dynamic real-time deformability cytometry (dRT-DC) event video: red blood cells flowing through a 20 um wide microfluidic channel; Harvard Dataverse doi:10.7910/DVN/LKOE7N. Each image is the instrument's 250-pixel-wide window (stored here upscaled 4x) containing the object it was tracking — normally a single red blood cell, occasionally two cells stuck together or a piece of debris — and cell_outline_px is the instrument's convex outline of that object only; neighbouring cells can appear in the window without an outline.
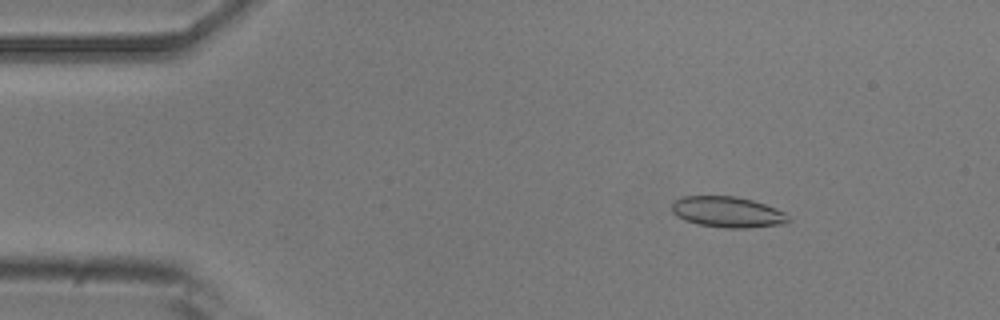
{"species": "common noctule bat (a hibernating species)", "species_latin": "Nyctalus noctula", "temperature_condition": "room temperature", "stored_images_in_passage": 52, "camera_frame_rate_fps": 3000, "um_per_image_px": 0.085, "animal": {"sex": "male", "body_mass_g": 20.5, "forearm_length_mm": 52.5}, "frame": {"image": 1, "passage_image": 7, "time_ms": 2.0, "image_size_px": [1000, 320], "cell_outline_px": [[792, 220], [784, 224], [748, 228], [724, 228], [696, 224], [684, 220], [676, 216], [672, 212], [672, 204], [676, 200], [684, 196], [736, 196], [752, 200], [776, 208], [784, 212]], "centroid_in_image_um": [61.85, 18.03], "position_along_channel_um": 23.2, "area_um2": 21.1}}
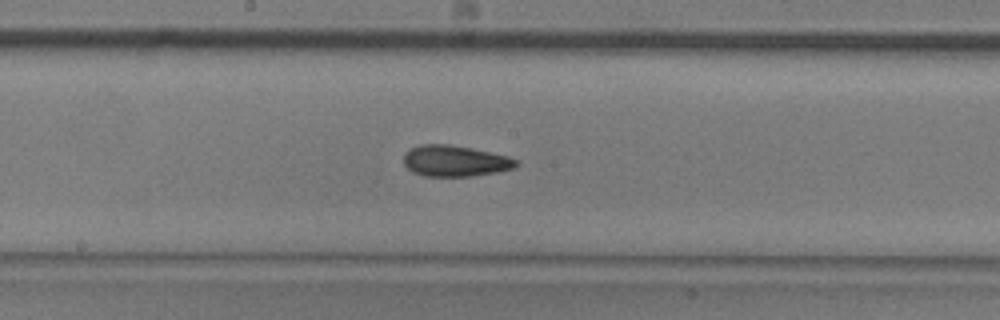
{"frame": {"image": 2, "passage_image": 27, "time_ms": 8.667, "image_size_px": [1000, 320], "cell_outline_px": [[520, 164], [516, 168], [500, 172], [472, 176], [424, 176], [412, 172], [404, 164], [404, 156], [412, 148], [420, 144], [448, 144], [472, 148], [508, 156], [520, 160]], "centroid_in_image_um": [38.75, 13.69], "position_along_channel_um": 209.4, "area_um2": 20.58}}
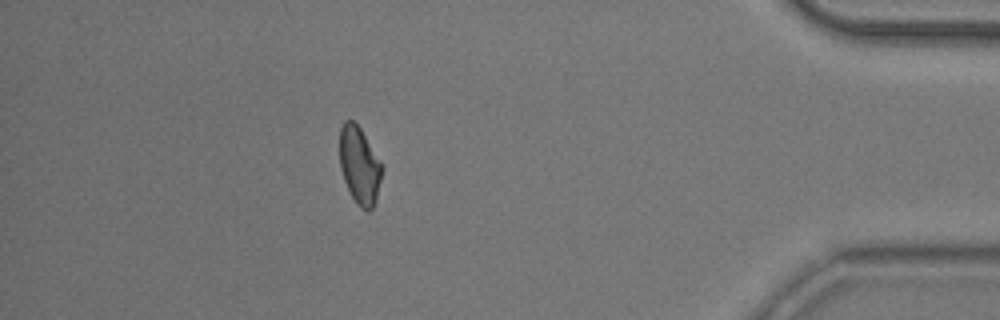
{"frame": {"image": 3, "passage_image": 46, "time_ms": 15.0, "image_size_px": [1000, 320], "cell_outline_px": [[384, 168], [376, 196], [372, 208], [368, 212], [360, 208], [356, 204], [344, 180], [340, 168], [340, 128], [344, 120], [352, 120], [360, 128]], "centroid_in_image_um": [30.55, 14.07], "position_along_channel_um": 404.7, "area_um2": 18.84}, "authors_computed_cell_mechanics": {"area_um2": 20.1722, "velocity_mm_per_s": 3.8363, "shape_relaxation_time_tau1_ms": 7.1604, "shape_relaxation_time_tau2_ms": 2.8237, "deformation_change_tau1": 0.1415, "deformation_change_tau2": 0.0854}}